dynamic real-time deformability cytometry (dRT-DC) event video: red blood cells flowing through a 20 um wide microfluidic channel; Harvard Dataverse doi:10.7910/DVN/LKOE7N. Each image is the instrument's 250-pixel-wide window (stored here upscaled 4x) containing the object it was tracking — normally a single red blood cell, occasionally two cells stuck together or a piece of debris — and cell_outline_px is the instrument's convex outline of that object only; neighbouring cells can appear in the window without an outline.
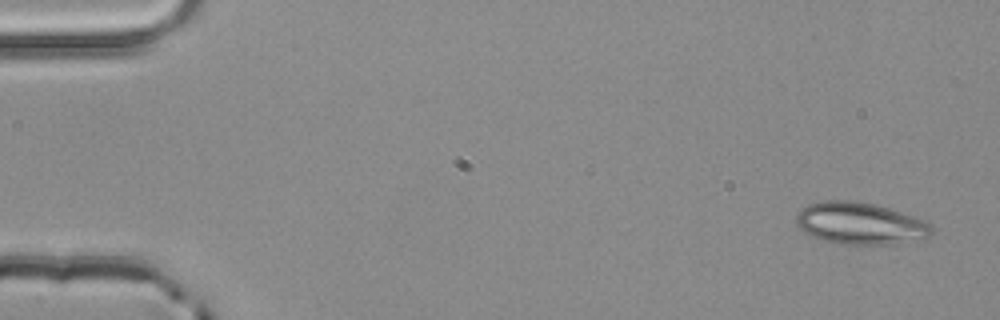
{"species": "common noctule bat (a hibernating species)", "species_latin": "Nyctalus noctula", "temperature_condition": "room temperature", "stored_images_in_passage": 2, "camera_frame_rate_fps": 3000, "um_per_image_px": 0.085, "animal": {"sex": "male", "body_mass_g": 20.4}, "frame": {"image": 1, "passage_image": 2, "time_ms": 0.333, "image_size_px": [1000, 320], "cell_outline_px": [[932, 232], [928, 236], [888, 244], [840, 244], [824, 240], [812, 236], [804, 232], [796, 224], [796, 212], [800, 208], [808, 204], [828, 200], [852, 200], [876, 204], [924, 220], [932, 228]], "centroid_in_image_um": [73.02, 18.97], "position_along_channel_um": 12.0, "area_um2": 32.71}}